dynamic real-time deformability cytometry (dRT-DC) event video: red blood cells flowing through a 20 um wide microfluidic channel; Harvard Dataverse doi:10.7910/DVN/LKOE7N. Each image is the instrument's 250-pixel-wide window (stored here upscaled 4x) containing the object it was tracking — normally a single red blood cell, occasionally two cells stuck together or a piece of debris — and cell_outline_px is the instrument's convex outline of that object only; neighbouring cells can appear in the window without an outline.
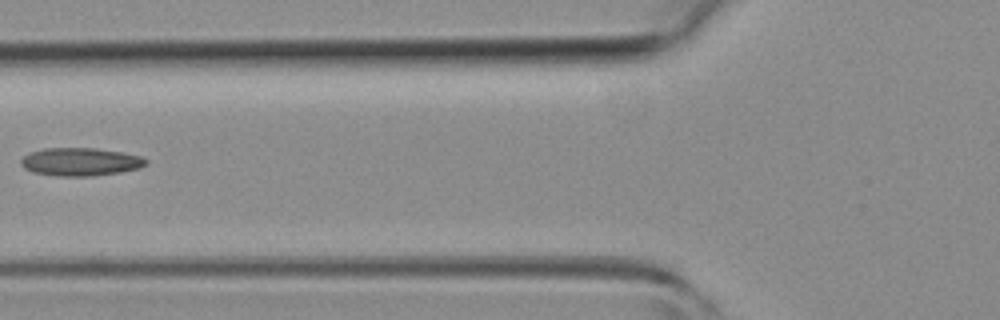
{"species": "common noctule bat (a hibernating species)", "species_latin": "Nyctalus noctula", "temperature_condition": "room temperature", "stored_images_in_passage": 2, "camera_frame_rate_fps": 3000, "um_per_image_px": 0.085, "animal": {"sex": "female", "body_mass_g": 19.3, "forearm_length_mm": 54.1}, "frame": {"image": 1, "passage_image": 2, "time_ms": 1.333, "image_size_px": [1000, 320], "cell_outline_px": [[148, 164], [140, 168], [120, 172], [92, 176], [60, 176], [32, 172], [24, 168], [20, 164], [20, 160], [28, 152], [44, 148], [96, 148], [120, 152], [140, 156], [148, 160]], "centroid_in_image_um": [6.82, 13.75], "position_along_channel_um": 119.0, "area_um2": 20.52}}